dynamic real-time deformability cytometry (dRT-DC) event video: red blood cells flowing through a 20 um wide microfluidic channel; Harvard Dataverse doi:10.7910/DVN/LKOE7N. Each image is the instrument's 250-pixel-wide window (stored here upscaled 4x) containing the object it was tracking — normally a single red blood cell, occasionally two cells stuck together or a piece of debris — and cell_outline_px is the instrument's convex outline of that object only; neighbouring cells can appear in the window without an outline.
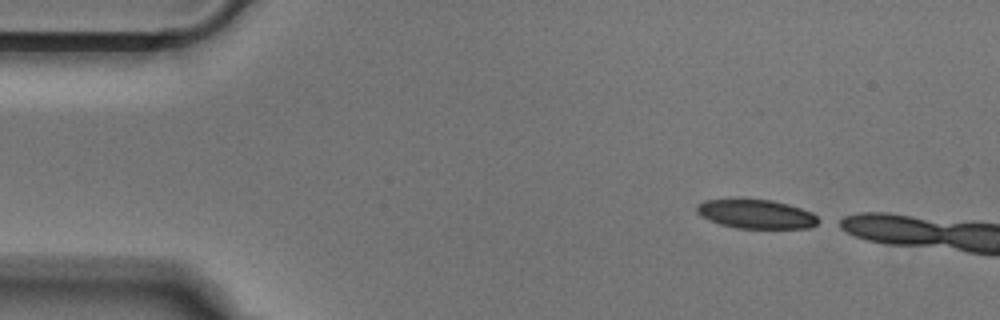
{"species": "Egyptian fruit bat (a non-hibernating species)", "species_latin": "Rousettus aegyptiacus", "temperature_condition": "cold", "stored_images_in_passage": 4, "camera_frame_rate_fps": 3000, "um_per_image_px": 0.085, "animal": {"sex": "male"}, "frame": {"image": 1, "passage_image": 1, "time_ms": 0.0, "image_size_px": [1000, 320], "cell_outline_px": [[824, 220], [808, 228], [736, 228], [720, 224], [708, 220], [700, 216], [696, 212], [696, 204], [704, 200], [736, 196], [772, 200], [788, 204], [812, 212]], "centroid_in_image_um": [64.22, 18.15], "position_along_channel_um": 20.8, "area_um2": 21.56}}